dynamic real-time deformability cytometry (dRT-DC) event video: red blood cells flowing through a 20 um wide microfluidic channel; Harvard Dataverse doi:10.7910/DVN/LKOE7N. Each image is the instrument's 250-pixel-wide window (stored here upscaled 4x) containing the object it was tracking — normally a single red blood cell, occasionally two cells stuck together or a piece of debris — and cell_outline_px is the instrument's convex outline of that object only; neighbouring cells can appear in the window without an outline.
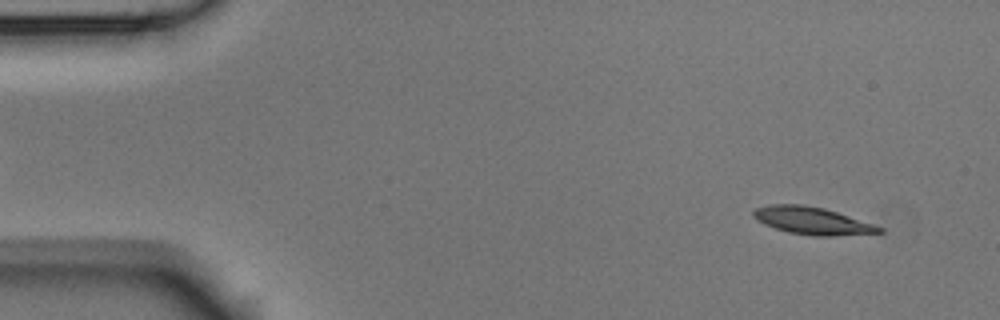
{"species": "Egyptian fruit bat (a non-hibernating species)", "species_latin": "Rousettus aegyptiacus", "temperature_condition": "room temperature", "stored_images_in_passage": 3, "camera_frame_rate_fps": 3000, "um_per_image_px": 0.085, "animal": {"sex": "male"}, "frame": {"image": 1, "passage_image": 1, "time_ms": 0.0, "image_size_px": [1000, 320], "cell_outline_px": [[884, 232], [832, 236], [812, 236], [788, 232], [764, 224], [756, 220], [752, 216], [752, 212], [756, 208], [772, 204], [804, 204], [824, 208], [884, 228]], "centroid_in_image_um": [69.0, 18.76], "position_along_channel_um": 16.0, "area_um2": 19.94}}